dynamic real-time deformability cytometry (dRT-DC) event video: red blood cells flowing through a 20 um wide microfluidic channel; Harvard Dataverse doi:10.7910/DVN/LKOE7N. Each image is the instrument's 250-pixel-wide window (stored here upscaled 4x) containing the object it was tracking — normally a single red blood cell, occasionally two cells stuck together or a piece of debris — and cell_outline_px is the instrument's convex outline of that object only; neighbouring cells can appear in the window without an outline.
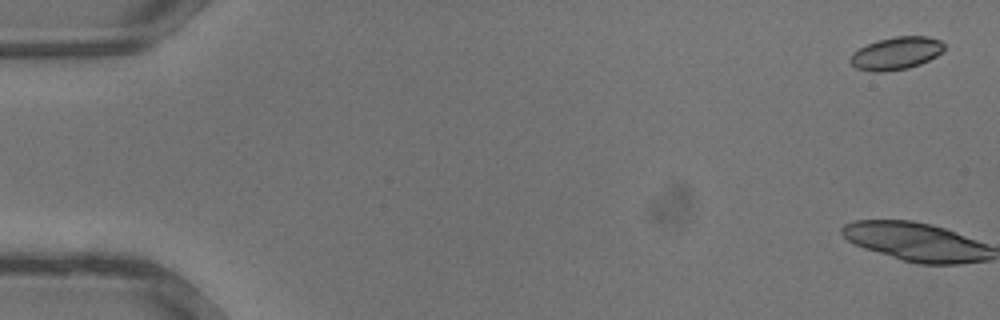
{"species": "common noctule bat (a hibernating species)", "species_latin": "Nyctalus noctula", "temperature_condition": "warm", "stored_images_in_passage": 37, "camera_frame_rate_fps": 3000, "um_per_image_px": 0.085, "animal": {"sex": "male", "body_mass_g": 13.3}, "frame": {"image": 1, "passage_image": 2, "time_ms": 0.333, "image_size_px": [1000, 320], "cell_outline_px": [[944, 52], [920, 64], [908, 68], [880, 72], [872, 72], [856, 68], [848, 60], [852, 52], [868, 44], [880, 40], [896, 36], [928, 36], [940, 40], [944, 44]], "centroid_in_image_um": [76.18, 4.53], "position_along_channel_um": 8.8, "area_um2": 17.86}}
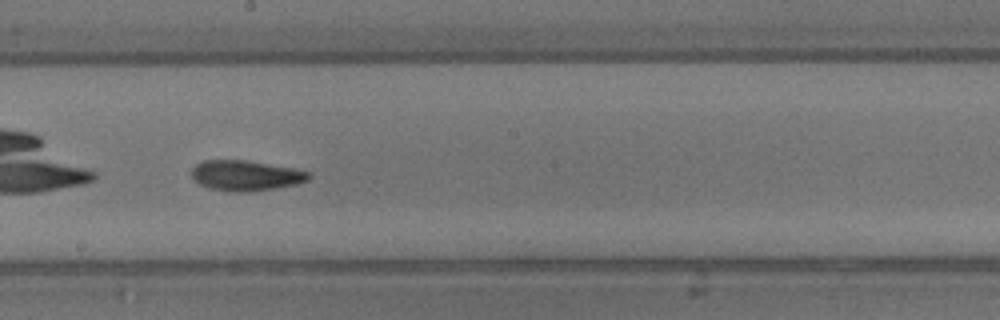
{"frame": {"image": 2, "passage_image": 22, "time_ms": 7.0, "image_size_px": [1000, 320], "cell_outline_px": [[312, 176], [308, 180], [296, 184], [272, 188], [236, 192], [232, 192], [212, 188], [200, 184], [192, 176], [192, 168], [196, 164], [204, 160], [244, 160], [296, 168], [308, 172]], "centroid_in_image_um": [20.9, 14.9], "position_along_channel_um": 227.3, "area_um2": 20.35}}
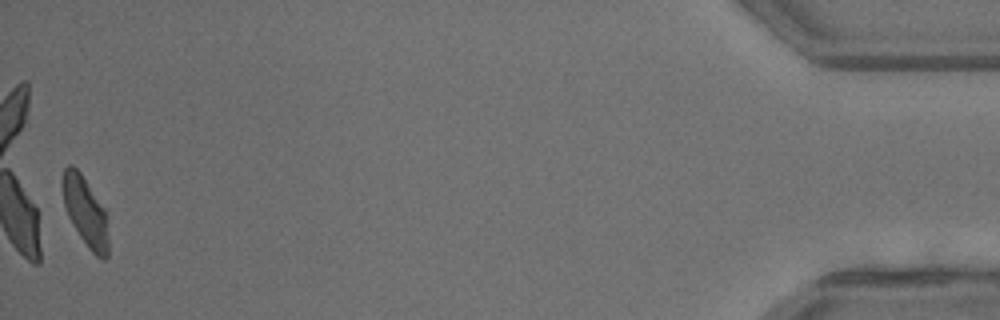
{"frame": {"image": 3, "passage_image": 37, "time_ms": 12.0, "image_size_px": [1000, 320], "cell_outline_px": [[108, 256], [104, 260], [96, 256], [88, 248], [72, 224], [64, 208], [60, 184], [60, 180], [64, 168], [68, 164], [72, 164], [80, 172], [104, 208], [108, 240]], "centroid_in_image_um": [7.2, 17.95], "position_along_channel_um": 428.0, "area_um2": 18.67}}